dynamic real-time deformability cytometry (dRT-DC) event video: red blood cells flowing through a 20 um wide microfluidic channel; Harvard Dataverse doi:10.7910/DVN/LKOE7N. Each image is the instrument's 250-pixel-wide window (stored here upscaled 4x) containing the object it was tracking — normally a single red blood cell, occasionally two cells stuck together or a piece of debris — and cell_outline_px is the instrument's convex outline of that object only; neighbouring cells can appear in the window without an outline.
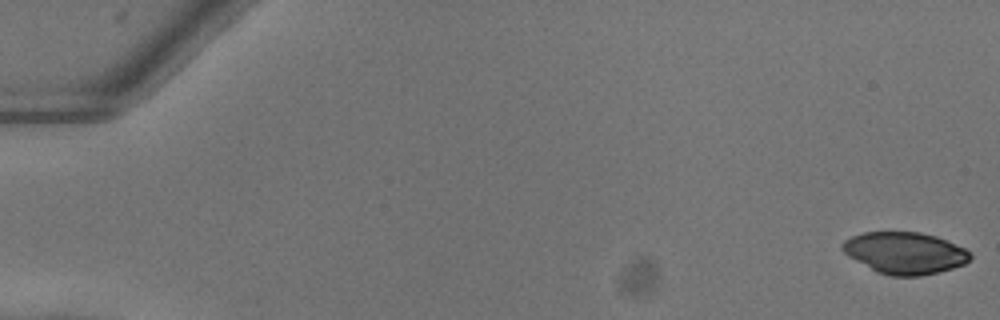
{"species": "common noctule bat (a hibernating species)", "species_latin": "Nyctalus noctula", "temperature_condition": "warm", "stored_images_in_passage": 52, "camera_frame_rate_fps": 3000, "um_per_image_px": 0.085, "animal": {"sex": "female"}, "frame": {"image": 1, "passage_image": 1, "time_ms": 0.0, "image_size_px": [1000, 320], "cell_outline_px": [[972, 256], [964, 264], [952, 268], [920, 276], [888, 276], [876, 272], [848, 256], [840, 248], [840, 244], [844, 240], [852, 236], [864, 232], [920, 232], [936, 236], [964, 248]], "centroid_in_image_um": [76.86, 21.5], "position_along_channel_um": 8.1, "area_um2": 31.04}}
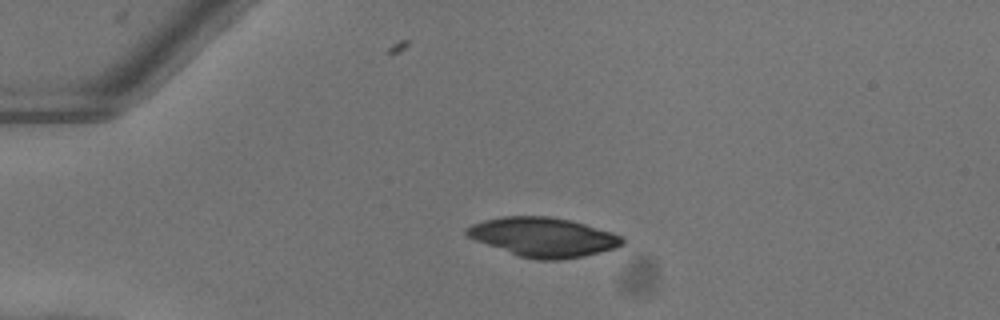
{"frame": {"image": 2, "passage_image": 13, "time_ms": 4.0, "image_size_px": [1000, 320], "cell_outline_px": [[624, 244], [616, 248], [584, 256], [560, 260], [536, 260], [520, 256], [476, 240], [468, 236], [464, 232], [464, 228], [472, 224], [484, 220], [500, 216], [548, 216], [572, 220], [612, 232], [624, 236]], "centroid_in_image_um": [46.21, 20.14], "position_along_channel_um": 38.8, "area_um2": 35.66}}
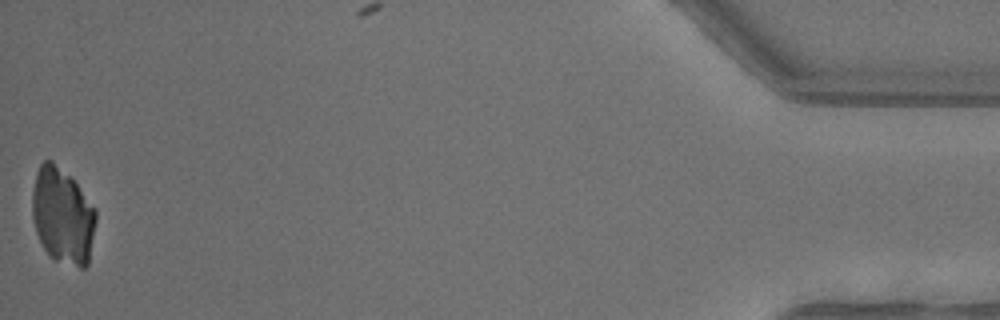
{"frame": {"image": 3, "passage_image": 52, "time_ms": 17.0, "image_size_px": [1000, 320], "cell_outline_px": [[96, 220], [88, 264], [84, 268], [80, 268], [52, 260], [44, 248], [36, 232], [32, 216], [32, 192], [36, 172], [40, 164], [44, 160], [52, 160], [76, 184], [96, 208]], "centroid_in_image_um": [5.31, 18.37], "position_along_channel_um": 429.9, "area_um2": 35.66}}